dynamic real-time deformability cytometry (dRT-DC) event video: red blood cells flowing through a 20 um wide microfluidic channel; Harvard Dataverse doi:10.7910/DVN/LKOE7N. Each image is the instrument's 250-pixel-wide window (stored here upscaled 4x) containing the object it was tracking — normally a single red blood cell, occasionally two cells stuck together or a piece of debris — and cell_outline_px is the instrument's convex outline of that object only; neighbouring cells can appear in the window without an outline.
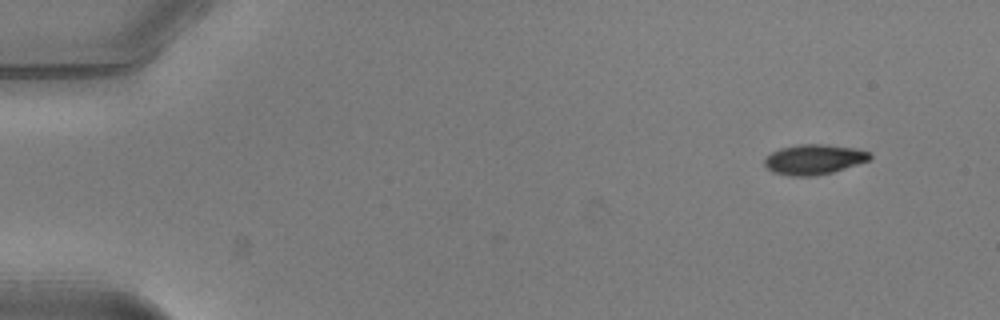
{"species": "common noctule bat (a hibernating species)", "species_latin": "Nyctalus noctula", "temperature_condition": "warm", "stored_images_in_passage": 48, "camera_frame_rate_fps": 3000, "um_per_image_px": 0.085, "animal": {"sex": "male", "body_mass_g": 20.5, "forearm_length_mm": 52.5}, "frame": {"image": 1, "passage_image": 1, "time_ms": 0.0, "image_size_px": [1000, 320], "cell_outline_px": [[872, 156], [868, 160], [832, 172], [816, 176], [792, 176], [772, 172], [764, 164], [764, 160], [772, 152], [780, 148], [800, 144], [820, 144], [856, 148], [872, 152]], "centroid_in_image_um": [69.19, 13.55], "position_along_channel_um": 15.8, "area_um2": 18.32}}
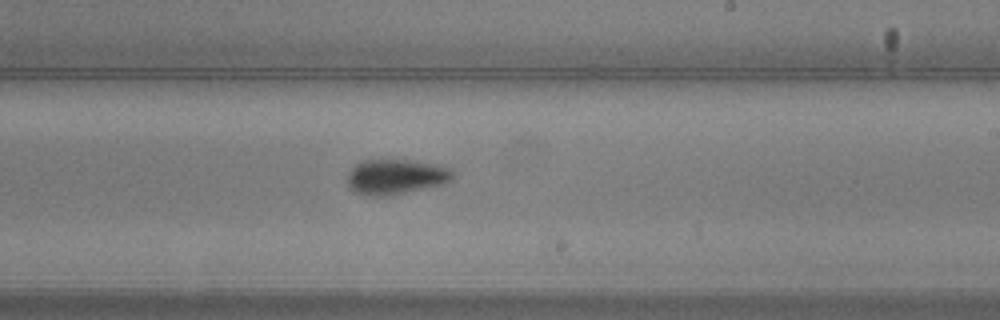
{"frame": {"image": 2, "passage_image": 28, "time_ms": 9.0, "image_size_px": [1000, 320], "cell_outline_px": [[452, 180], [444, 184], [388, 196], [368, 196], [356, 192], [348, 188], [348, 172], [356, 164], [364, 160], [416, 160], [436, 164], [452, 168]], "centroid_in_image_um": [33.65, 15.02], "position_along_channel_um": 255.3, "area_um2": 21.73}}
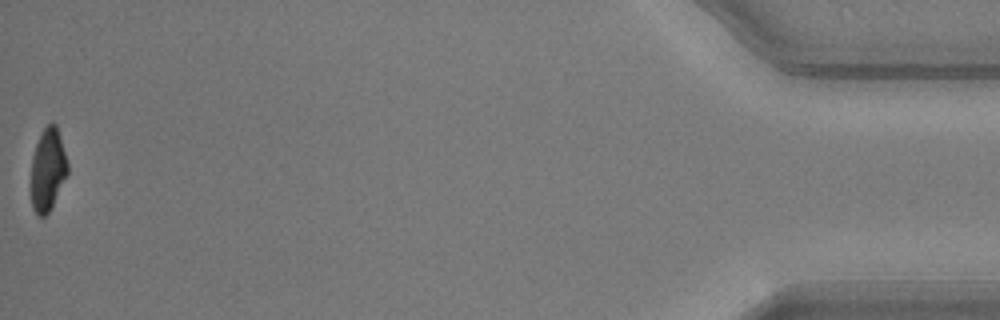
{"frame": {"image": 3, "passage_image": 48, "time_ms": 15.667, "image_size_px": [1000, 320], "cell_outline_px": [[68, 172], [52, 208], [44, 216], [40, 216], [32, 208], [32, 156], [40, 132], [52, 120], [56, 124], [68, 164]], "centroid_in_image_um": [4.07, 14.39], "position_along_channel_um": 431.1, "area_um2": 17.46}, "authors_computed_cell_mechanics": {"area_um2": 19.7676, "velocity_mm_per_s": 4.0046, "shape_relaxation_time_tau1_ms": 2.2171, "shape_relaxation_time_tau2_ms": 8.319, "deformation_change_tau1": 0.1543, "deformation_change_tau2": 0.109}}